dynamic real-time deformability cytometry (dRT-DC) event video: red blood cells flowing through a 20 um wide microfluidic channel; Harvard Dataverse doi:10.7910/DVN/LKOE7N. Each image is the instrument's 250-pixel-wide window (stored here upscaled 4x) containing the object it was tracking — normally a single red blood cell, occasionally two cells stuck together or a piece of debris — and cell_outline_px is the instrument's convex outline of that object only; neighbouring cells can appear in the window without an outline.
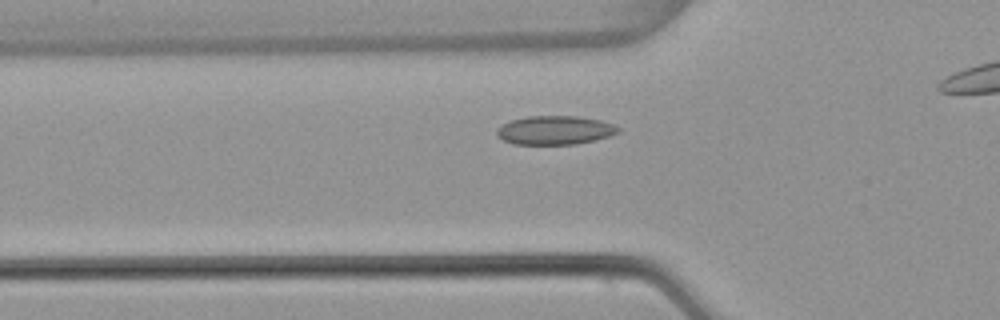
{"species": "common noctule bat (a hibernating species)", "species_latin": "Nyctalus noctula", "temperature_condition": "warm", "stored_images_in_passage": 37, "camera_frame_rate_fps": 3000, "um_per_image_px": 0.085, "animal": {"sex": "female", "body_mass_g": 22.7, "forearm_length_mm": 54.2}, "frame": {"image": 1, "passage_image": 11, "time_ms": 3.333, "image_size_px": [1000, 320], "cell_outline_px": [[620, 132], [596, 140], [576, 144], [512, 144], [496, 136], [496, 128], [500, 124], [512, 120], [528, 116], [576, 116], [600, 120], [612, 124], [620, 128]], "centroid_in_image_um": [47.13, 11.07], "position_along_channel_um": 78.7, "area_um2": 20.46}}
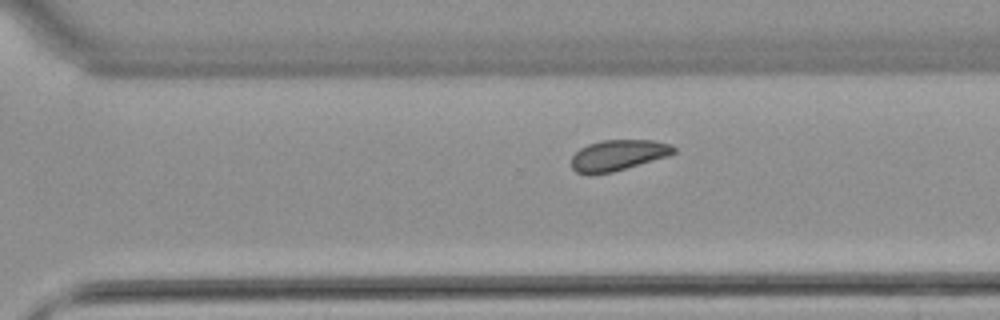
{"frame": {"image": 2, "passage_image": 30, "time_ms": 9.667, "image_size_px": [1000, 320], "cell_outline_px": [[676, 152], [668, 156], [612, 172], [576, 172], [572, 168], [572, 156], [580, 148], [588, 144], [604, 140], [656, 140], [672, 144], [676, 148]], "centroid_in_image_um": [52.6, 13.15], "position_along_channel_um": 318.0, "area_um2": 18.03}}
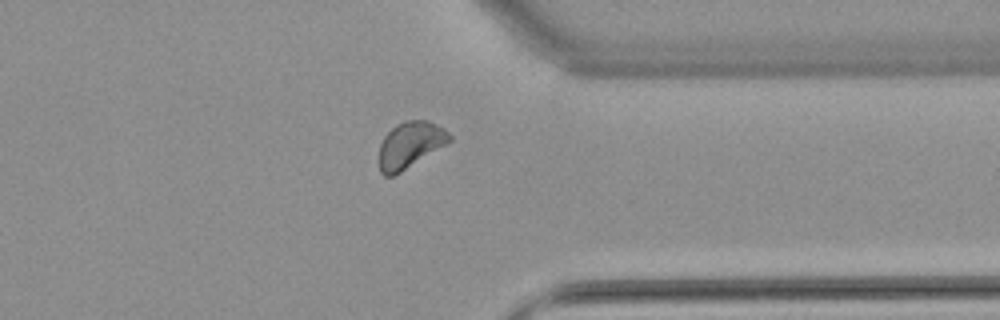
{"frame": {"image": 3, "passage_image": 35, "time_ms": 11.333, "image_size_px": [1000, 320], "cell_outline_px": [[452, 140], [400, 172], [392, 176], [384, 176], [380, 172], [376, 160], [380, 144], [384, 136], [396, 124], [404, 120], [428, 120], [444, 128], [452, 136]], "centroid_in_image_um": [34.8, 12.31], "position_along_channel_um": 376.6, "area_um2": 19.13}}